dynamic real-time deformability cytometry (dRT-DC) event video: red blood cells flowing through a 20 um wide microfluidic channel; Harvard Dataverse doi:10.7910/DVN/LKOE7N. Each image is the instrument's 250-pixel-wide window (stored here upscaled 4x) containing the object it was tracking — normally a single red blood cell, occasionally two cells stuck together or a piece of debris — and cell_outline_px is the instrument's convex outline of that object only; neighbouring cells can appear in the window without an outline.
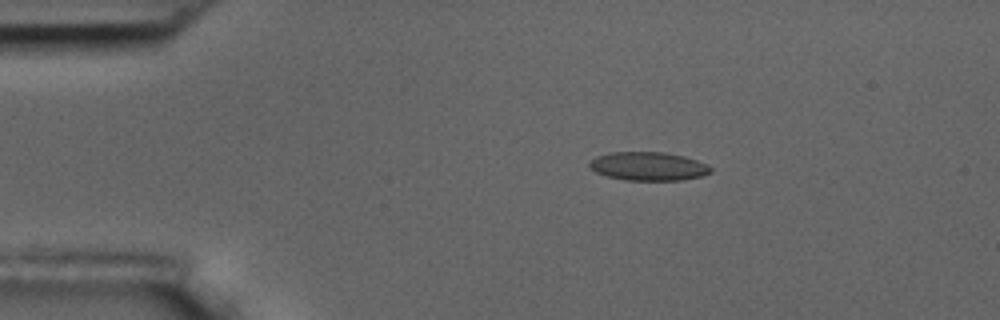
{"species": "common noctule bat (a hibernating species)", "species_latin": "Nyctalus noctula", "temperature_condition": "room temperature", "stored_images_in_passage": 6, "camera_frame_rate_fps": 3000, "um_per_image_px": 0.085, "animal": {"sex": "male", "body_mass_g": 17.5, "forearm_length_mm": 52.3}, "frame": {"image": 1, "passage_image": 3, "time_ms": 3.333, "image_size_px": [1000, 320], "cell_outline_px": [[712, 172], [700, 176], [680, 180], [624, 180], [608, 176], [596, 172], [588, 164], [588, 160], [596, 156], [608, 152], [664, 152], [684, 156], [708, 164], [712, 168]], "centroid_in_image_um": [55.09, 14.12], "position_along_channel_um": 29.9, "area_um2": 20.23}}
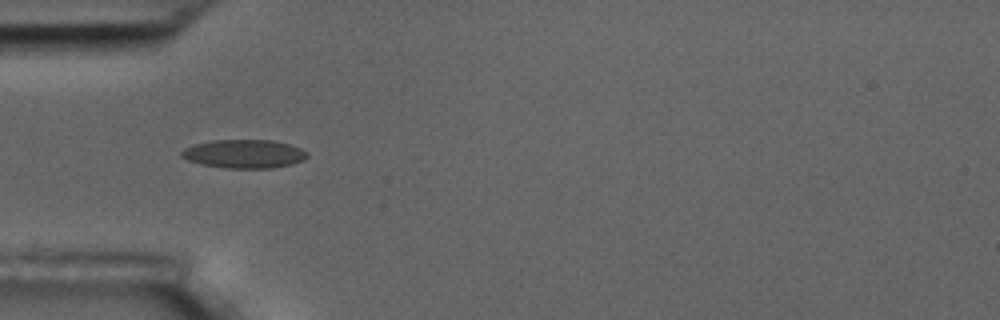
{"frame": {"image": 2, "passage_image": 5, "time_ms": 5.667, "image_size_px": [1000, 320], "cell_outline_px": [[308, 156], [304, 160], [292, 164], [272, 168], [224, 168], [200, 164], [188, 160], [180, 156], [180, 152], [184, 148], [196, 144], [212, 140], [272, 140], [288, 144], [300, 148], [308, 152]], "centroid_in_image_um": [20.75, 13.08], "position_along_channel_um": 64.3, "area_um2": 20.98}}